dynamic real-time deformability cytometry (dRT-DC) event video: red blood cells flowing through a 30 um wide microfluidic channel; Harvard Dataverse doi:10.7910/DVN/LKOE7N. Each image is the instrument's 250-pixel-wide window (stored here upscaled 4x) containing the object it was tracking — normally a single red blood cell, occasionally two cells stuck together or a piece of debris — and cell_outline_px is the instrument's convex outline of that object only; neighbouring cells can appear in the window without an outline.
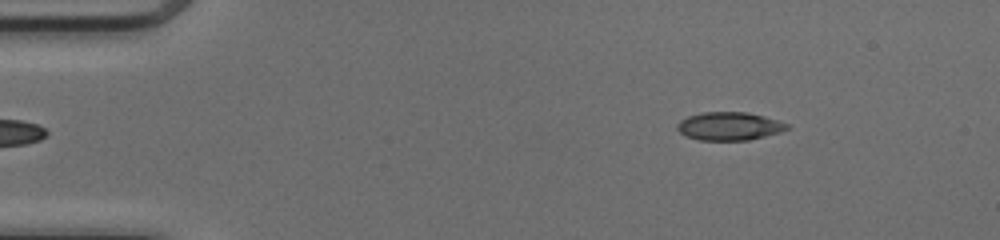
{"species": "common noctule bat (a hibernating species)", "species_latin": "Nyctalus noctula", "temperature_condition": "cold", "stored_images_in_passage": 44, "camera_frame_rate_fps": 3000, "um_per_image_px": 0.085, "animal": {"sex": "female", "body_mass_g": 17.0, "forearm_length_mm": 48.0}, "frame": {"image": 1, "passage_image": 1, "time_ms": 0.0, "image_size_px": [1000, 240], "cell_outline_px": [[792, 128], [780, 132], [748, 140], [700, 140], [684, 136], [676, 128], [676, 124], [680, 120], [688, 116], [704, 112], [748, 112], [764, 116], [788, 124]], "centroid_in_image_um": [61.97, 10.72], "position_along_channel_um": 23.0, "area_um2": 18.09}}
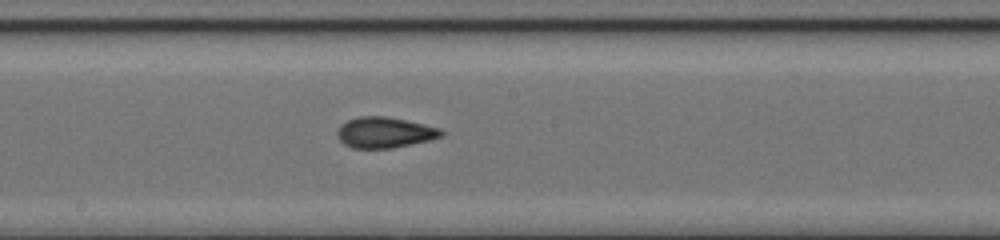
{"frame": {"image": 2, "passage_image": 21, "time_ms": 6.667, "image_size_px": [1000, 240], "cell_outline_px": [[444, 136], [432, 140], [392, 148], [352, 148], [344, 144], [340, 140], [336, 132], [340, 124], [348, 120], [360, 116], [388, 116], [424, 124], [440, 128], [444, 132]], "centroid_in_image_um": [32.72, 11.26], "position_along_channel_um": 215.5, "area_um2": 18.84}}
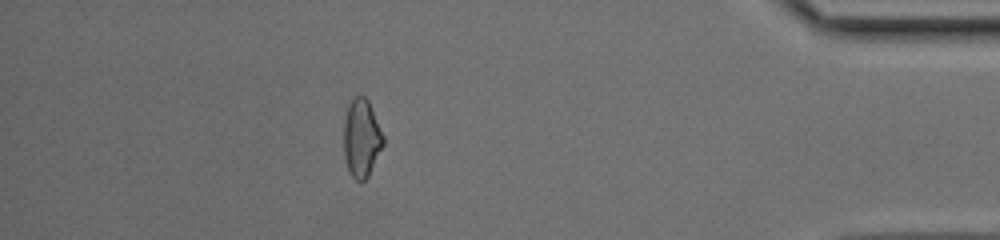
{"frame": {"image": 3, "passage_image": 38, "time_ms": 12.333, "image_size_px": [1000, 240], "cell_outline_px": [[384, 144], [368, 176], [360, 184], [348, 172], [344, 156], [344, 120], [348, 104], [356, 96], [364, 96], [368, 100], [384, 136]], "centroid_in_image_um": [30.72, 11.77], "position_along_channel_um": 404.5, "area_um2": 18.03}, "authors_computed_cell_mechanics": {"area_um2": 18.3515, "velocity_mm_per_s": 4.1537, "shape_relaxation_time_tau1_ms": 5.4428, "shape_relaxation_time_tau2_ms": 2.2703, "deformation_change_tau1": 0.1695, "deformation_change_tau2": 0.0826}}